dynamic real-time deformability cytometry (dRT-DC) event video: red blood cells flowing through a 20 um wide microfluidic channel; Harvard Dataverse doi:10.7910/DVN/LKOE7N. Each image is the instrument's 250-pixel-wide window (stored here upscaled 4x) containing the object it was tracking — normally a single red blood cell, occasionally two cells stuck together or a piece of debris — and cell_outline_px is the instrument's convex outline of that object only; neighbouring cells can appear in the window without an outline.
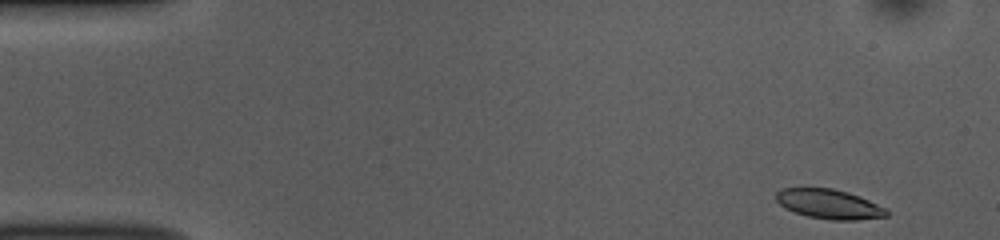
{"species": "common noctule bat (a hibernating species)", "species_latin": "Nyctalus noctula", "temperature_condition": "room temperature", "stored_images_in_passage": 49, "camera_frame_rate_fps": 3000, "um_per_image_px": 0.085, "animal": {"sex": "female", "body_mass_g": 10.0, "forearm_length_mm": 53.1}, "frame": {"image": 1, "passage_image": 1, "time_ms": 0.0, "image_size_px": [1000, 240], "cell_outline_px": [[888, 216], [856, 220], [832, 220], [808, 216], [784, 208], [776, 200], [776, 192], [780, 188], [832, 188], [848, 192], [860, 196], [888, 208]], "centroid_in_image_um": [70.5, 17.34], "position_along_channel_um": 14.5, "area_um2": 19.13}}
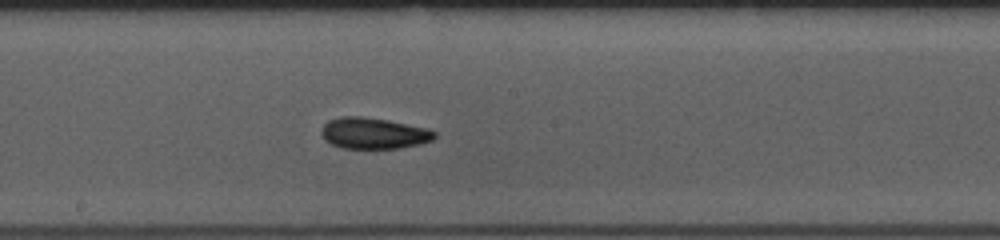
{"frame": {"image": 2, "passage_image": 25, "time_ms": 8.0, "image_size_px": [1000, 240], "cell_outline_px": [[436, 136], [432, 140], [420, 144], [400, 148], [340, 148], [324, 140], [320, 132], [324, 124], [328, 120], [340, 116], [360, 116], [388, 120], [428, 128], [436, 132]], "centroid_in_image_um": [31.74, 11.32], "position_along_channel_um": 216.5, "area_um2": 20.69}}
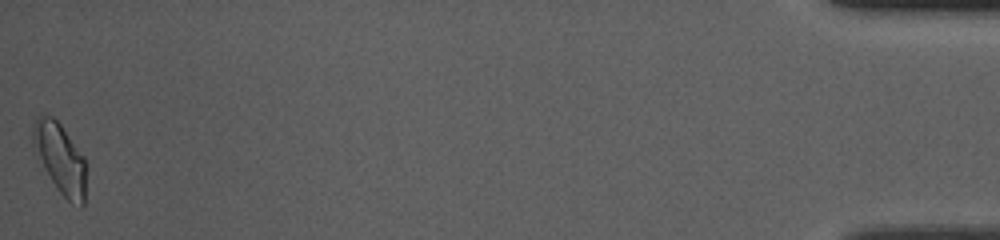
{"frame": {"image": 3, "passage_image": 49, "time_ms": 16.0, "image_size_px": [1000, 240], "cell_outline_px": [[84, 204], [80, 208], [72, 204], [60, 192], [32, 152], [32, 124], [36, 116], [52, 116], [60, 124], [84, 156]], "centroid_in_image_um": [5.05, 13.44], "position_along_channel_um": 430.2, "area_um2": 21.73}, "authors_computed_cell_mechanics": {"area_um2": 19.7098, "velocity_mm_per_s": 3.8456, "shape_relaxation_time_tau1_ms": 3.2473, "shape_relaxation_time_tau2_ms": 2.677, "deformation_change_tau1": 0.1347, "deformation_change_tau2": 0.0915}}